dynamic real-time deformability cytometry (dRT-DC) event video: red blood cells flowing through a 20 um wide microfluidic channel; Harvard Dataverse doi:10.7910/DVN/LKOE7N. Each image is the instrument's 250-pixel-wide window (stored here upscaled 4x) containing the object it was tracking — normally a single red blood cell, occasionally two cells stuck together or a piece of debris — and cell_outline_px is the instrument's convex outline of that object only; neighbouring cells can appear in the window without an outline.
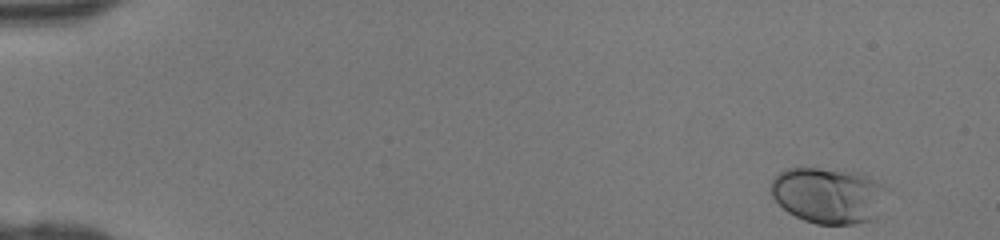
{"species": "human", "species_latin": "Homo sapiens", "temperature_condition": "room temperature", "stored_images_in_passage": 44, "camera_frame_rate_fps": 3000, "um_per_image_px": 0.085, "donor": {"sex": "female"}, "frame": {"image": 1, "passage_image": 1, "time_ms": 0.0, "image_size_px": [1000, 240], "cell_outline_px": [[892, 188], [876, 216], [872, 220], [852, 224], [816, 224], [804, 220], [788, 212], [772, 196], [768, 188], [772, 180], [780, 172], [788, 168], [816, 168], [856, 172], [872, 176]], "centroid_in_image_um": [70.48, 16.59], "position_along_channel_um": 14.5, "area_um2": 38.49}}
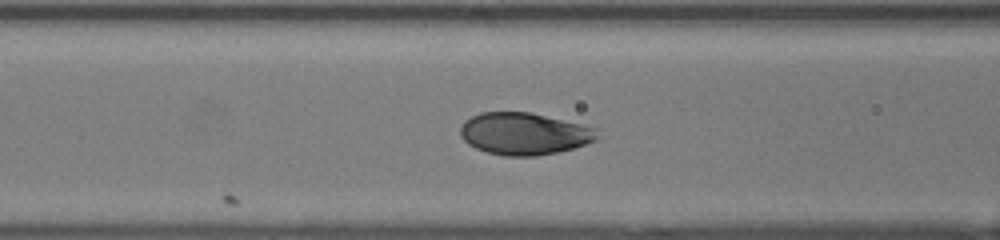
{"frame": {"image": 2, "passage_image": 18, "time_ms": 5.667, "image_size_px": [1000, 240], "cell_outline_px": [[600, 136], [596, 140], [572, 148], [556, 152], [536, 156], [504, 156], [488, 152], [476, 148], [468, 144], [460, 136], [460, 128], [464, 120], [480, 112], [528, 112], [584, 124], [596, 128]], "centroid_in_image_um": [44.55, 11.36], "position_along_channel_um": 122.1, "area_um2": 33.64}}
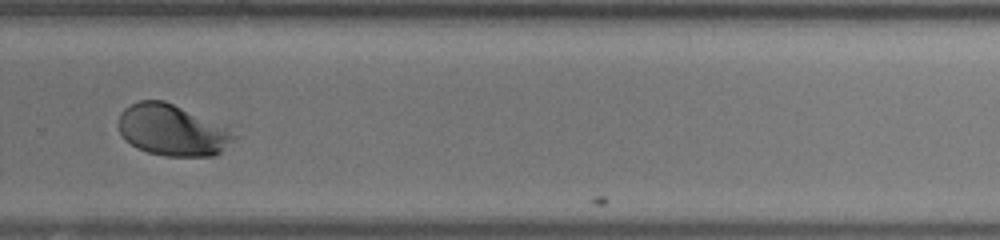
{"frame": {"image": 3, "passage_image": 31, "time_ms": 10.0, "image_size_px": [1000, 240], "cell_outline_px": [[240, 136], [216, 156], [164, 156], [148, 152], [136, 148], [120, 132], [120, 112], [124, 108], [140, 100], [164, 100], [228, 124]], "centroid_in_image_um": [14.78, 11.05], "position_along_channel_um": 315.0, "area_um2": 35.32}}